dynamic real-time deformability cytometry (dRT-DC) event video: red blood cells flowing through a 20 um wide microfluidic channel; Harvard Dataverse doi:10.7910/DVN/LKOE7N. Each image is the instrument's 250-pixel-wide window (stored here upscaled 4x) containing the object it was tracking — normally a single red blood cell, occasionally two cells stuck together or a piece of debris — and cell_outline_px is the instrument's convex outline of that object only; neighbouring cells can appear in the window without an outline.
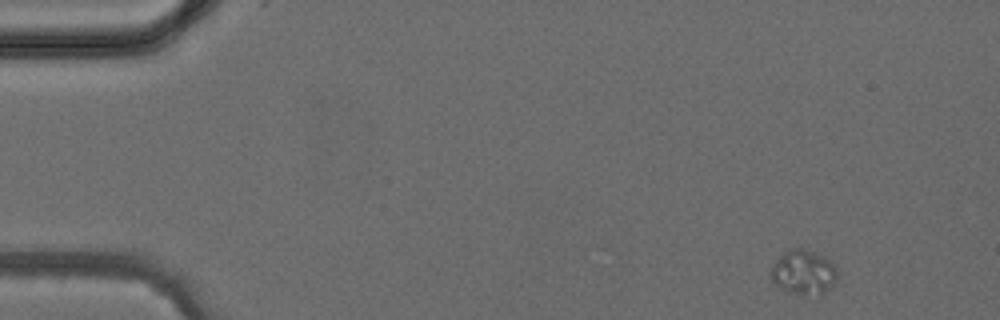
{"species": "common noctule bat (a hibernating species)", "species_latin": "Nyctalus noctula", "temperature_condition": "cold", "stored_images_in_passage": 4, "camera_frame_rate_fps": 3000, "um_per_image_px": 0.085, "animal": {"sex": "female", "body_mass_g": 24.6, "forearm_length_mm": 56.2}, "frame": {"image": 1, "passage_image": 1, "time_ms": 0.0, "image_size_px": [1000, 320], "cell_outline_px": [[836, 280], [820, 296], [788, 292], [780, 288], [772, 280], [772, 264], [784, 252], [792, 248], [804, 248], [816, 252], [824, 256], [836, 264]], "centroid_in_image_um": [68.32, 23.12], "position_along_channel_um": 16.7, "area_um2": 17.22}}